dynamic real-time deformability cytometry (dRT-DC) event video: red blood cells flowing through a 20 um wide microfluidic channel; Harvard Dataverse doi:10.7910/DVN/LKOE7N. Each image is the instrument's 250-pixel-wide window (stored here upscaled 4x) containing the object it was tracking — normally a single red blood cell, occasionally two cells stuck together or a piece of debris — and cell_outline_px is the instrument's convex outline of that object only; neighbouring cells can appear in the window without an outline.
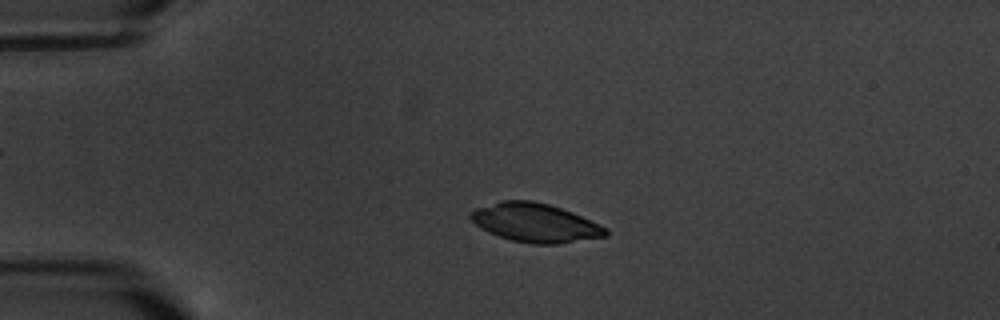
{"species": "common noctule bat (a hibernating species)", "species_latin": "Nyctalus noctula", "temperature_condition": "warm", "stored_images_in_passage": 4, "camera_frame_rate_fps": 3000, "um_per_image_px": 0.085, "animal": {"sex": "male", "body_mass_g": 20.1, "forearm_length_mm": 53.5}, "frame": {"image": 1, "passage_image": 3, "time_ms": 2.333, "image_size_px": [1000, 320], "cell_outline_px": [[608, 236], [560, 244], [532, 244], [512, 240], [488, 232], [480, 228], [468, 216], [476, 208], [500, 200], [532, 200], [548, 204], [572, 212], [608, 228]], "centroid_in_image_um": [45.51, 18.94], "position_along_channel_um": 39.5, "area_um2": 30.52}}